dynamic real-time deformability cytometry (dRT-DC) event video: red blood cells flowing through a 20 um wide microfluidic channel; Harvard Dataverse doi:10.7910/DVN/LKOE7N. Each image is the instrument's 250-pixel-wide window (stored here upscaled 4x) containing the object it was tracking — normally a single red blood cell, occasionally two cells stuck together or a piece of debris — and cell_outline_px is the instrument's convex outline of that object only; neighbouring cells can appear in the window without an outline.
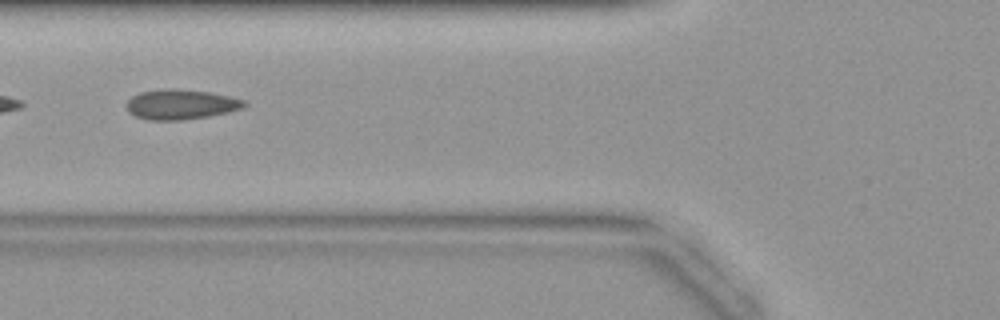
{"species": "common noctule bat (a hibernating species)", "species_latin": "Nyctalus noctula", "temperature_condition": "warm", "stored_images_in_passage": 33, "camera_frame_rate_fps": 3000, "um_per_image_px": 0.085, "animal": {"sex": "female", "body_mass_g": 19.9}, "frame": {"image": 1, "passage_image": 6, "time_ms": 1.667, "image_size_px": [1000, 320], "cell_outline_px": [[248, 104], [244, 108], [228, 112], [208, 116], [184, 120], [148, 120], [136, 116], [128, 112], [124, 104], [132, 96], [140, 92], [172, 88], [208, 92], [228, 96], [244, 100]], "centroid_in_image_um": [15.35, 8.88], "position_along_channel_um": 110.4, "area_um2": 20.58}}